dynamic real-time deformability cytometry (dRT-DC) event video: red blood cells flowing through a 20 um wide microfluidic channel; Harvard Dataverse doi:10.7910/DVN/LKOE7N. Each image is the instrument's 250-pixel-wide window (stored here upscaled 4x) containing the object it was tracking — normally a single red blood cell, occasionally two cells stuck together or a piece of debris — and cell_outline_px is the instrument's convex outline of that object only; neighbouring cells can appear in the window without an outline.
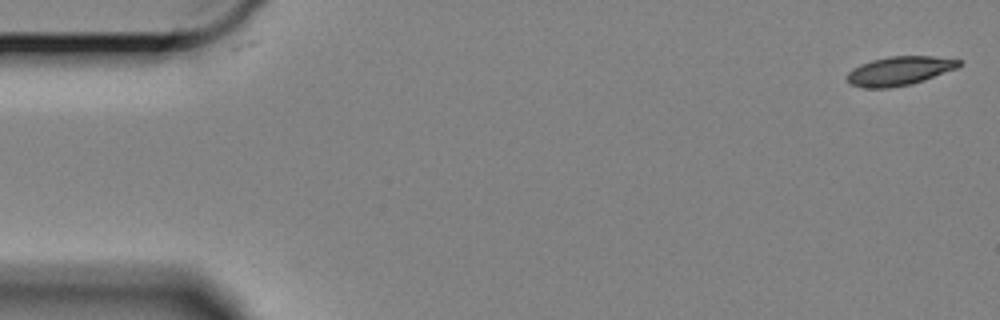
{"species": "Egyptian fruit bat (a non-hibernating species)", "species_latin": "Rousettus aegyptiacus", "temperature_condition": "cold", "stored_images_in_passage": 11, "camera_frame_rate_fps": 3000, "um_per_image_px": 0.085, "animal": {"sex": "female"}, "frame": {"image": 1, "passage_image": 1, "time_ms": 0.0, "image_size_px": [1000, 320], "cell_outline_px": [[964, 60], [956, 68], [924, 80], [912, 84], [888, 88], [864, 88], [852, 84], [848, 80], [848, 72], [852, 68], [860, 64], [872, 60], [888, 56], [932, 56]], "centroid_in_image_um": [76.46, 6.02], "position_along_channel_um": 8.5, "area_um2": 18.79}}